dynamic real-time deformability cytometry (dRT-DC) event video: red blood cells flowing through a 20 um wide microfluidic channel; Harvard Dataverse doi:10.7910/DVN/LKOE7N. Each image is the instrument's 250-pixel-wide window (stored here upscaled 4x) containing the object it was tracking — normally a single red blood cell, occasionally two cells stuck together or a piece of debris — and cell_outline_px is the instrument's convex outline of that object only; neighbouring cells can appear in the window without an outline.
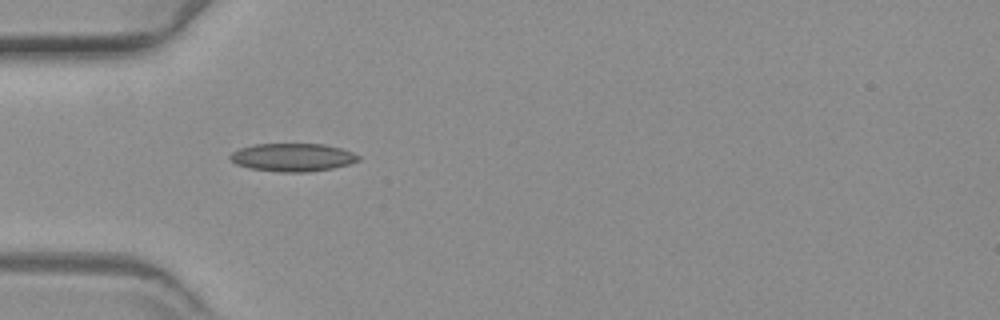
{"species": "common noctule bat (a hibernating species)", "species_latin": "Nyctalus noctula", "temperature_condition": "warm", "stored_images_in_passage": 41, "camera_frame_rate_fps": 3000, "um_per_image_px": 0.085, "animal": {"sex": "female", "body_mass_g": 19.3, "forearm_length_mm": 54.1}, "frame": {"image": 1, "passage_image": 1, "time_ms": 0.0, "image_size_px": [1000, 320], "cell_outline_px": [[360, 160], [348, 164], [332, 168], [308, 172], [280, 172], [248, 168], [236, 164], [228, 156], [232, 152], [240, 148], [256, 144], [324, 144], [340, 148], [352, 152], [360, 156]], "centroid_in_image_um": [24.86, 13.37], "position_along_channel_um": 60.1, "area_um2": 20.92}}
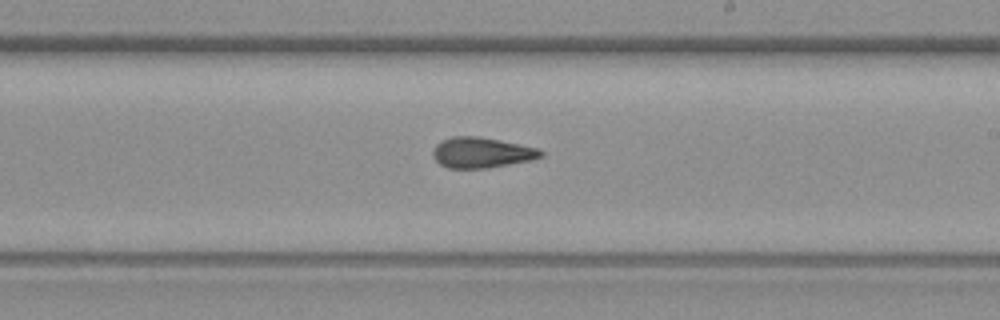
{"frame": {"image": 2, "passage_image": 17, "time_ms": 5.333, "image_size_px": [1000, 320], "cell_outline_px": [[544, 156], [532, 160], [488, 168], [448, 168], [440, 164], [436, 160], [432, 152], [436, 144], [452, 136], [480, 136], [540, 148], [544, 152]], "centroid_in_image_um": [40.98, 12.97], "position_along_channel_um": 248.0, "area_um2": 19.31}}
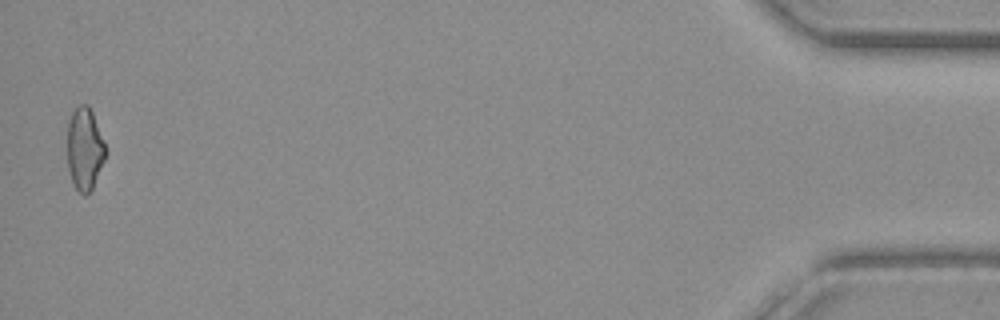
{"frame": {"image": 3, "passage_image": 40, "time_ms": 13.0, "image_size_px": [1000, 320], "cell_outline_px": [[108, 152], [92, 188], [84, 196], [76, 188], [72, 180], [68, 168], [68, 120], [72, 112], [80, 104], [88, 104], [92, 112], [104, 140]], "centroid_in_image_um": [7.21, 12.63], "position_along_channel_um": 428.0, "area_um2": 18.32}}